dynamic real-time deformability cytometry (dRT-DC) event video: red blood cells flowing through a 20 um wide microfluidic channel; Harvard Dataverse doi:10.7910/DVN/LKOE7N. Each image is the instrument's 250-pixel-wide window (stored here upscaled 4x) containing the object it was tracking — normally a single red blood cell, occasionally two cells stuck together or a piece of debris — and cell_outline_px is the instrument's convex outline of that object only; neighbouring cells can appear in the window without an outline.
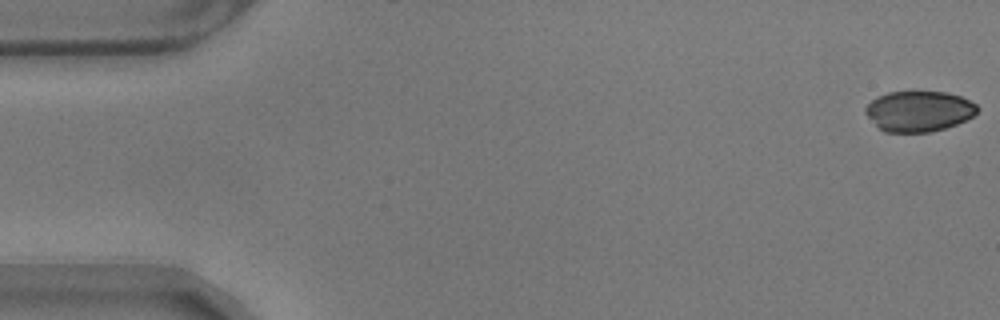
{"species": "common noctule bat (a hibernating species)", "species_latin": "Nyctalus noctula", "temperature_condition": "warm", "stored_images_in_passage": 11, "camera_frame_rate_fps": 3000, "um_per_image_px": 0.085, "animal": {"sex": "male", "body_mass_g": 17.9}, "frame": {"image": 1, "passage_image": 1, "time_ms": 0.0, "image_size_px": [1000, 320], "cell_outline_px": [[980, 108], [972, 116], [956, 124], [944, 128], [928, 132], [884, 132], [876, 128], [864, 112], [864, 108], [876, 96], [888, 92], [948, 92], [960, 96], [976, 104]], "centroid_in_image_um": [78.05, 9.45], "position_along_channel_um": 6.9, "area_um2": 26.53}}